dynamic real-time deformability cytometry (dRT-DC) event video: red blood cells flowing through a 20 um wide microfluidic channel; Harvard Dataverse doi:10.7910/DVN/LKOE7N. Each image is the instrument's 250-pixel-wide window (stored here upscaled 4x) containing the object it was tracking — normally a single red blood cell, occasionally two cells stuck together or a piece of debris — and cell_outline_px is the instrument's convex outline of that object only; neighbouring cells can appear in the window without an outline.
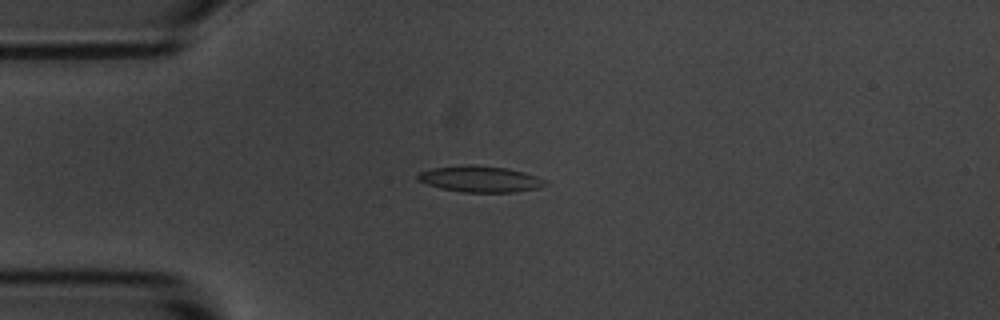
{"species": "common noctule bat (a hibernating species)", "species_latin": "Nyctalus noctula", "temperature_condition": "room temperature", "stored_images_in_passage": 10, "camera_frame_rate_fps": 3000, "um_per_image_px": 0.085, "animal": {"sex": "male", "body_mass_g": 20.1, "forearm_length_mm": 53.5}, "frame": {"image": 1, "passage_image": 4, "time_ms": 3.333, "image_size_px": [1000, 320], "cell_outline_px": [[548, 184], [540, 188], [516, 192], [464, 192], [440, 188], [416, 180], [416, 176], [420, 172], [432, 168], [464, 164], [476, 164], [508, 168], [524, 172], [548, 180]], "centroid_in_image_um": [40.84, 15.21], "position_along_channel_um": 44.2, "area_um2": 19.77}}
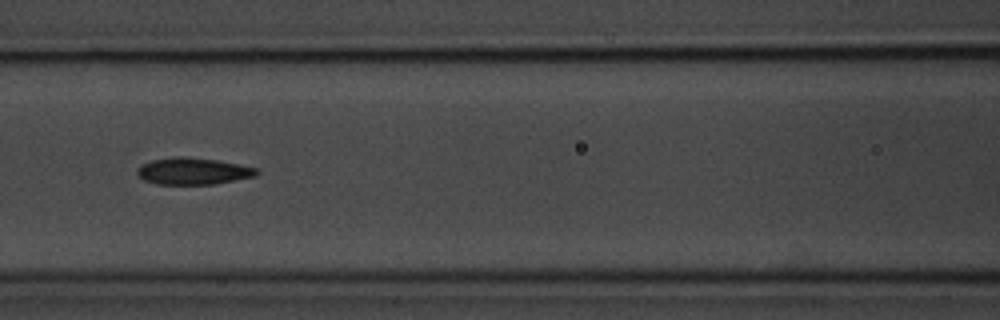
{"frame": {"image": 2, "passage_image": 7, "time_ms": 6.667, "image_size_px": [1000, 320], "cell_outline_px": [[260, 172], [256, 176], [212, 184], [156, 184], [144, 180], [136, 172], [136, 168], [152, 160], [216, 160], [256, 168]], "centroid_in_image_um": [16.44, 14.61], "position_along_channel_um": 150.2, "area_um2": 17.4}}